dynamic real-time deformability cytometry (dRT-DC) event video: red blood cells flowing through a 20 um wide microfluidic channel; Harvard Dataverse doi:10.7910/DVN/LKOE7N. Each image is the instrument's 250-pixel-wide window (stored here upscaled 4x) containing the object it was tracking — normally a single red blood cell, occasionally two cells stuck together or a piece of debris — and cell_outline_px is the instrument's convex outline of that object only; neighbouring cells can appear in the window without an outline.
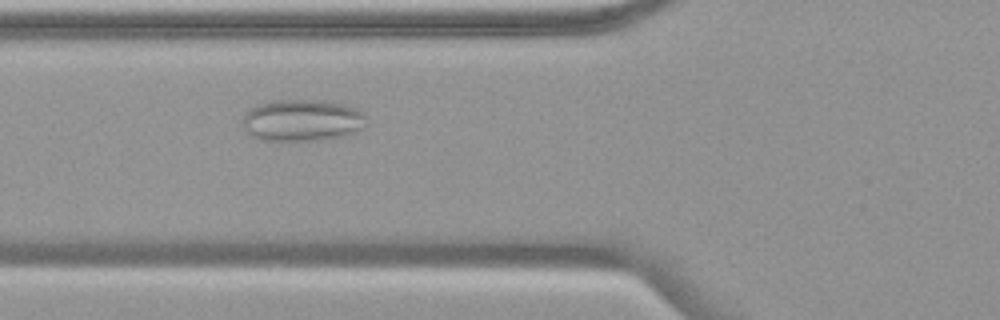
{"species": "common noctule bat (a hibernating species)", "species_latin": "Nyctalus noctula", "temperature_condition": "warm", "stored_images_in_passage": 33, "camera_frame_rate_fps": 3000, "um_per_image_px": 0.085, "animal": {"sex": "female", "body_mass_g": 19.9}, "frame": {"image": 1, "passage_image": 6, "time_ms": 1.667, "image_size_px": [1000, 320], "cell_outline_px": [[364, 128], [356, 132], [344, 136], [320, 140], [260, 140], [248, 136], [240, 120], [252, 108], [260, 104], [276, 100], [316, 100], [344, 104], [356, 108], [364, 116]], "centroid_in_image_um": [25.65, 10.24], "position_along_channel_um": 100.1, "area_um2": 30.11}}
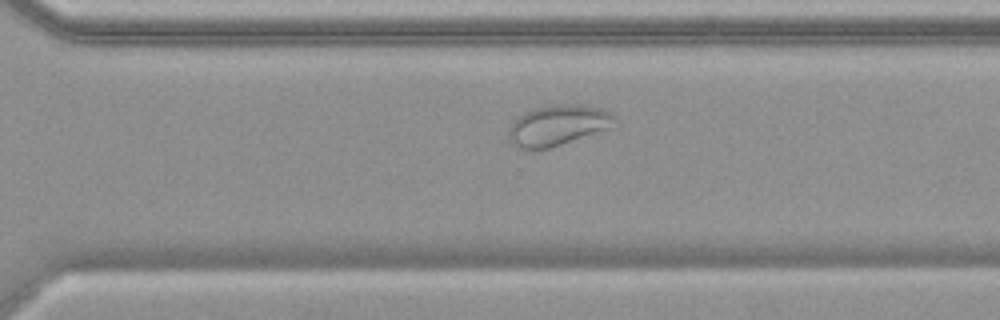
{"frame": {"image": 2, "passage_image": 24, "time_ms": 7.667, "image_size_px": [1000, 320], "cell_outline_px": [[616, 128], [548, 148], [516, 148], [508, 140], [508, 128], [516, 116], [532, 108], [552, 104], [580, 104], [600, 108], [612, 112], [616, 116]], "centroid_in_image_um": [47.46, 10.63], "position_along_channel_um": 323.1, "area_um2": 25.84}, "authors_computed_cell_mechanics": {"area_um2": 26.7036, "velocity_mm_per_s": 3.721, "shape_relaxation_time_tau1_ms": null, "shape_relaxation_time_tau2_ms": 1.6262, "deformation_change_tau1": null, "deformation_change_tau2": 0.0566}}